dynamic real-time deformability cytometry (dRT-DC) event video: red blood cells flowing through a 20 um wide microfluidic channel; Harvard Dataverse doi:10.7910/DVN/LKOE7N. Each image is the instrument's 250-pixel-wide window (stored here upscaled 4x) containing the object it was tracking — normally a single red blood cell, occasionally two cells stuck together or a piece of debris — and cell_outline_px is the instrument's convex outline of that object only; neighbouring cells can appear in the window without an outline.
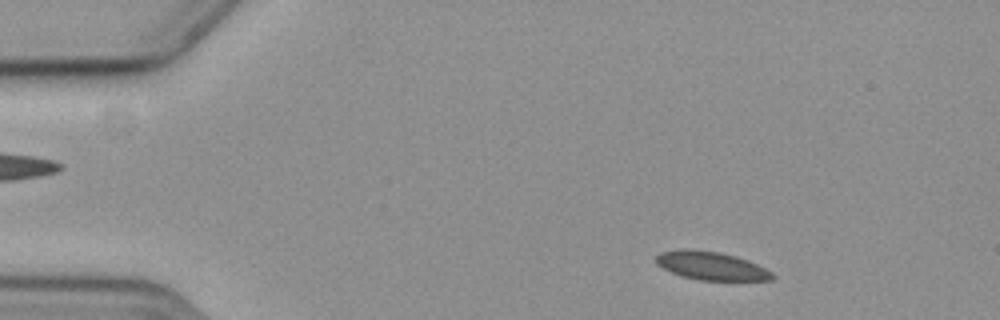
{"species": "common noctule bat (a hibernating species)", "species_latin": "Nyctalus noctula", "temperature_condition": "cold", "stored_images_in_passage": 54, "camera_frame_rate_fps": 3000, "um_per_image_px": 0.085, "animal": {"sex": "female", "body_mass_g": 19.3, "forearm_length_mm": 54.1}, "frame": {"image": 1, "passage_image": 5, "time_ms": 1.333, "image_size_px": [1000, 320], "cell_outline_px": [[776, 276], [772, 280], [700, 280], [684, 276], [672, 272], [656, 264], [656, 256], [660, 252], [680, 248], [688, 248], [720, 252], [736, 256], [748, 260], [772, 272]], "centroid_in_image_um": [60.45, 22.57], "position_along_channel_um": 24.6, "area_um2": 19.19}}
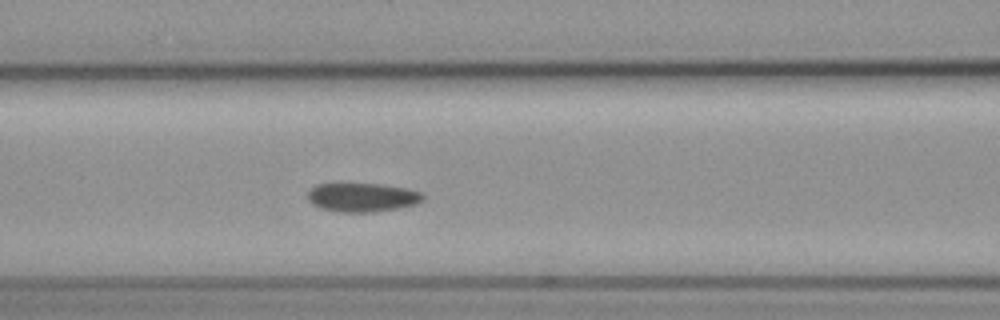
{"frame": {"image": 2, "passage_image": 21, "time_ms": 6.667, "image_size_px": [1000, 320], "cell_outline_px": [[424, 200], [416, 204], [400, 208], [376, 212], [340, 212], [320, 208], [312, 204], [308, 200], [308, 188], [316, 184], [380, 184], [404, 188], [424, 192]], "centroid_in_image_um": [30.8, 16.78], "position_along_channel_um": 135.8, "area_um2": 19.59}}
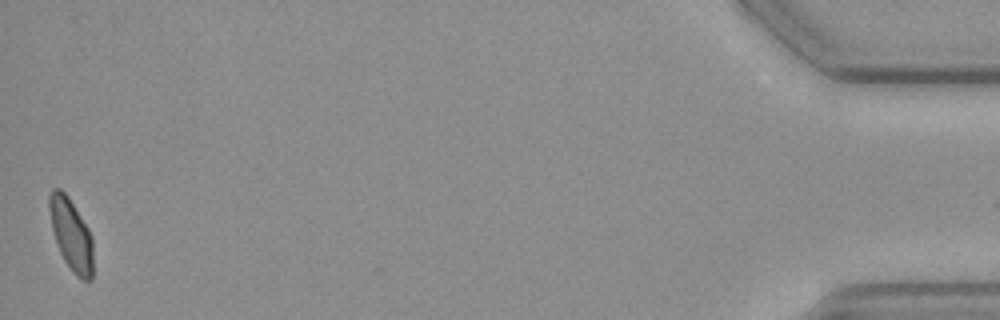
{"frame": {"image": 3, "passage_image": 54, "time_ms": 17.667, "image_size_px": [1000, 320], "cell_outline_px": [[92, 280], [80, 280], [72, 272], [64, 260], [60, 252], [52, 228], [48, 208], [48, 196], [52, 188], [60, 188], [68, 196], [88, 228], [92, 236]], "centroid_in_image_um": [6.04, 19.92], "position_along_channel_um": 429.2, "area_um2": 18.32}, "authors_computed_cell_mechanics": {"area_um2": 19.4497, "velocity_mm_per_s": 3.5756, "shape_relaxation_time_tau1_ms": null, "shape_relaxation_time_tau2_ms": 4.2692, "deformation_change_tau1": null, "deformation_change_tau2": 0.0908}}